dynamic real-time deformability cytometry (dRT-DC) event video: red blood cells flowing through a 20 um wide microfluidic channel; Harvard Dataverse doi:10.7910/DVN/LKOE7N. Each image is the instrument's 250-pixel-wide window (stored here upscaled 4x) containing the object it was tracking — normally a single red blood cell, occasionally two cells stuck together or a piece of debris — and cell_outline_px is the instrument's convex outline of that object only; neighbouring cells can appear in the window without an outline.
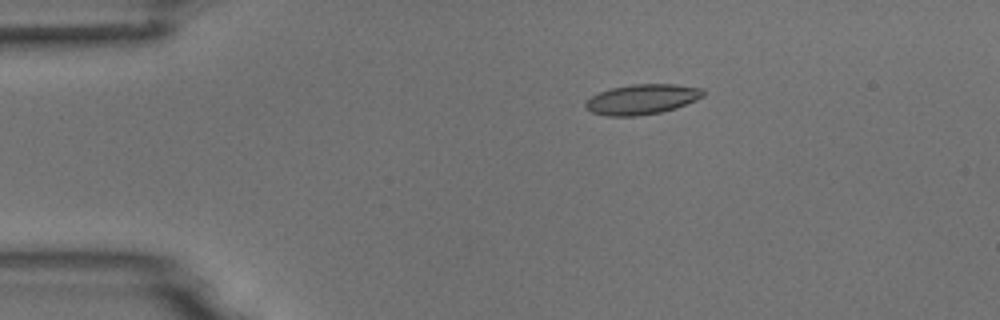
{"species": "common noctule bat (a hibernating species)", "species_latin": "Nyctalus noctula", "temperature_condition": "room temperature", "stored_images_in_passage": 8, "camera_frame_rate_fps": 3000, "um_per_image_px": 0.085, "animal": {"sex": "male", "body_mass_g": 18.8}, "frame": {"image": 1, "passage_image": 3, "time_ms": 2.333, "image_size_px": [1000, 320], "cell_outline_px": [[704, 96], [696, 100], [676, 108], [660, 112], [636, 116], [608, 116], [592, 112], [584, 104], [592, 96], [600, 92], [612, 88], [632, 84], [676, 84], [704, 88]], "centroid_in_image_um": [54.62, 8.43], "position_along_channel_um": 30.4, "area_um2": 20.52}}
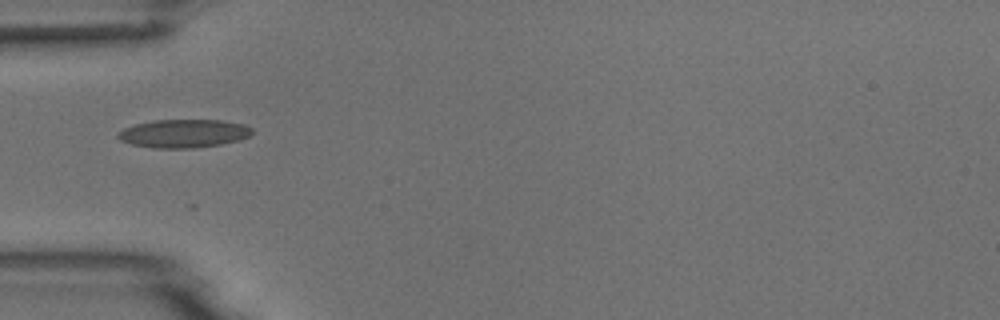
{"frame": {"image": 2, "passage_image": 5, "time_ms": 4.667, "image_size_px": [1000, 320], "cell_outline_px": [[252, 132], [248, 136], [236, 140], [220, 144], [192, 148], [152, 148], [132, 144], [120, 140], [116, 136], [124, 128], [136, 124], [156, 120], [220, 120], [244, 124], [252, 128]], "centroid_in_image_um": [15.59, 11.34], "position_along_channel_um": 69.4, "area_um2": 21.85}}